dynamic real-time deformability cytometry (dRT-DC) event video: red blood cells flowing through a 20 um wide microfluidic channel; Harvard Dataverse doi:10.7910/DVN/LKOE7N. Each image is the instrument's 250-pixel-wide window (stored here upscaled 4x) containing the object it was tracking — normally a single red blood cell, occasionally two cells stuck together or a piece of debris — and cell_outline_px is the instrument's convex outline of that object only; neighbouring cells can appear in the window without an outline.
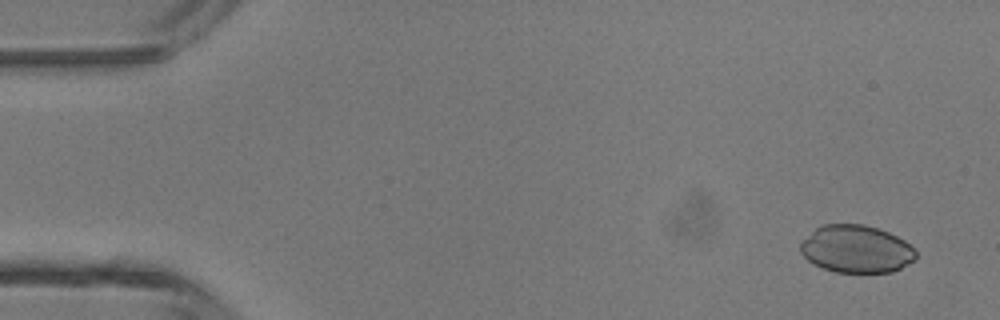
{"species": "common noctule bat (a hibernating species)", "species_latin": "Nyctalus noctula", "temperature_condition": "room temperature", "stored_images_in_passage": 45, "camera_frame_rate_fps": 3000, "um_per_image_px": 0.085, "animal": {"sex": "male", "body_mass_g": 13.3}, "frame": {"image": 1, "passage_image": 3, "time_ms": 0.667, "image_size_px": [1000, 320], "cell_outline_px": [[916, 260], [892, 272], [836, 272], [812, 264], [800, 252], [800, 240], [820, 224], [864, 224], [880, 228], [904, 240], [916, 252]], "centroid_in_image_um": [72.75, 21.15], "position_along_channel_um": 12.3, "area_um2": 32.25}}
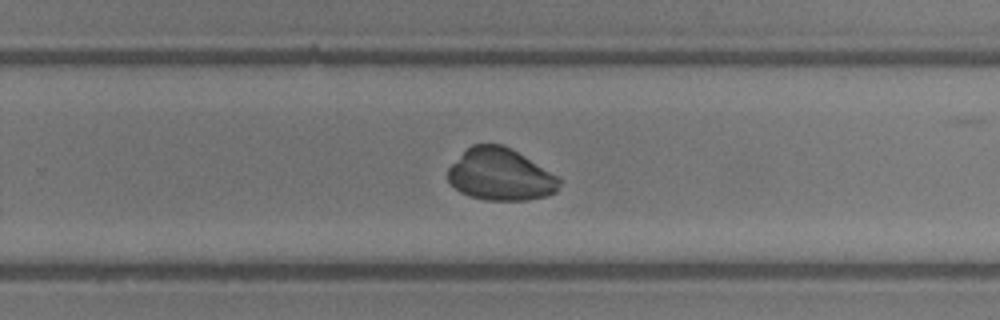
{"frame": {"image": 2, "passage_image": 30, "time_ms": 9.667, "image_size_px": [1000, 320], "cell_outline_px": [[564, 180], [556, 192], [544, 196], [528, 200], [484, 200], [460, 192], [448, 180], [448, 168], [472, 144], [500, 144], [512, 148], [560, 176]], "centroid_in_image_um": [42.61, 14.84], "position_along_channel_um": 287.2, "area_um2": 33.99}}
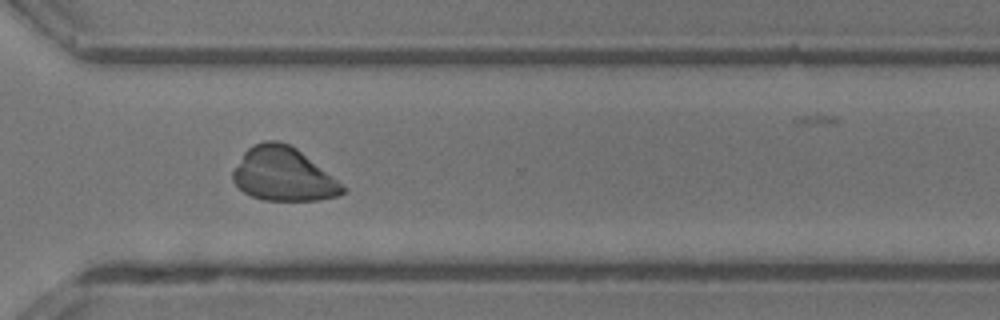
{"frame": {"image": 3, "passage_image": 34, "time_ms": 11.0, "image_size_px": [1000, 320], "cell_outline_px": [[348, 192], [340, 196], [320, 200], [264, 200], [252, 196], [244, 192], [232, 180], [232, 172], [244, 152], [248, 148], [264, 140], [280, 140], [296, 148], [348, 188]], "centroid_in_image_um": [24.11, 14.83], "position_along_channel_um": 346.5, "area_um2": 34.28}}